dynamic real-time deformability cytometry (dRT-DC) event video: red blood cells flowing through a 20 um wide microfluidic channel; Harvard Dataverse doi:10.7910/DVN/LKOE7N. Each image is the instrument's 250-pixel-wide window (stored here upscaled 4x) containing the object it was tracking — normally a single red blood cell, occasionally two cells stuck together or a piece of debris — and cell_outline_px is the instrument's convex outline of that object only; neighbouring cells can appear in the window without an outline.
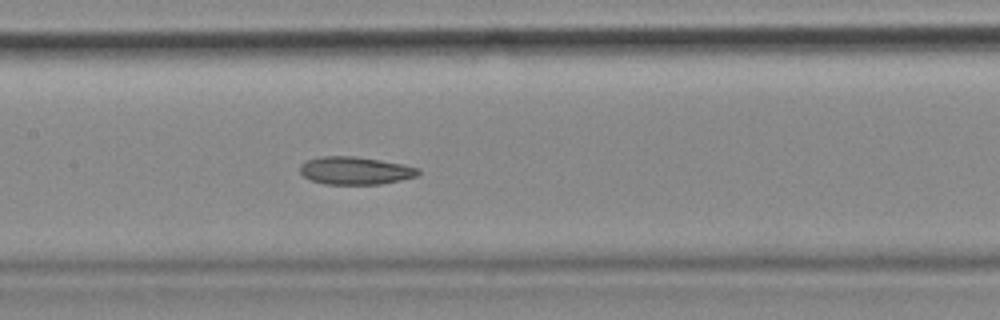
{"species": "common noctule bat (a hibernating species)", "species_latin": "Nyctalus noctula", "temperature_condition": "cold", "stored_images_in_passage": 42, "camera_frame_rate_fps": 3000, "um_per_image_px": 0.085, "animal": {"sex": "female", "body_mass_g": 18.4}, "frame": {"image": 1, "passage_image": 13, "time_ms": 4.0, "image_size_px": [1000, 320], "cell_outline_px": [[420, 172], [416, 176], [400, 180], [380, 184], [324, 184], [312, 180], [304, 176], [300, 172], [300, 164], [308, 160], [320, 156], [352, 156], [380, 160], [404, 164], [420, 168]], "centroid_in_image_um": [30.2, 14.5], "position_along_channel_um": 177.2, "area_um2": 19.07}, "authors_computed_cell_mechanics": {"area_um2": 19.8543, "velocity_mm_per_s": 3.6426, "shape_relaxation_time_tau1_ms": null, "shape_relaxation_time_tau2_ms": 9.7532, "deformation_change_tau1": null, "deformation_change_tau2": 0.159}}